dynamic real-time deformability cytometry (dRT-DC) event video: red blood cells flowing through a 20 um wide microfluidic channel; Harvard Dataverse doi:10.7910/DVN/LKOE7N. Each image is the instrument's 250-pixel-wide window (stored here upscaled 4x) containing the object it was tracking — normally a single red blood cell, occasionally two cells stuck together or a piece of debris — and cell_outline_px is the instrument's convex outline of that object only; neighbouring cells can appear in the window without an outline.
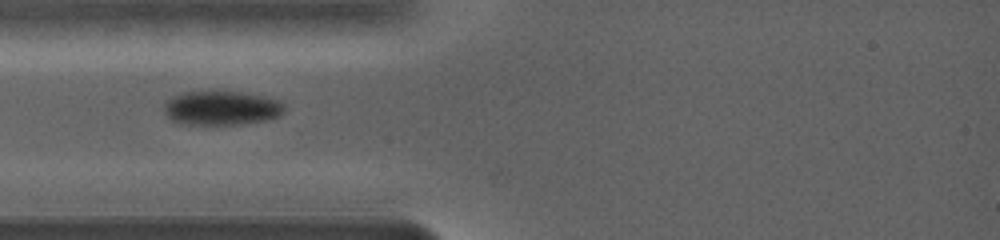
{"species": "common noctule bat (a hibernating species)", "species_latin": "Nyctalus noctula", "temperature_condition": "warm", "stored_images_in_passage": 29, "camera_frame_rate_fps": 5000, "um_per_image_px": 0.085, "animal": {"sex": "female", "body_mass_g": 19.0, "forearm_length_mm": 56.7}, "frame": {"image": 1, "passage_image": 1, "time_ms": 0.0, "image_size_px": [1000, 240], "cell_outline_px": [[284, 112], [280, 116], [264, 120], [240, 124], [180, 124], [172, 120], [164, 112], [164, 104], [172, 96], [184, 92], [240, 92], [280, 100], [284, 104]], "centroid_in_image_um": [18.82, 9.19], "position_along_channel_um": 66.2, "area_um2": 23.76}}
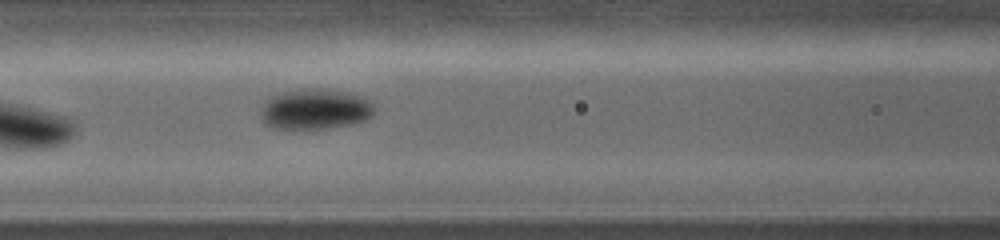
{"frame": {"image": 2, "passage_image": 9, "time_ms": 2.0, "image_size_px": [1000, 240], "cell_outline_px": [[376, 108], [372, 116], [364, 120], [352, 124], [324, 128], [272, 128], [264, 124], [260, 116], [264, 104], [272, 96], [284, 92], [304, 88], [324, 88], [344, 92], [360, 96], [368, 100]], "centroid_in_image_um": [26.79, 9.28], "position_along_channel_um": 139.8, "area_um2": 26.59}}